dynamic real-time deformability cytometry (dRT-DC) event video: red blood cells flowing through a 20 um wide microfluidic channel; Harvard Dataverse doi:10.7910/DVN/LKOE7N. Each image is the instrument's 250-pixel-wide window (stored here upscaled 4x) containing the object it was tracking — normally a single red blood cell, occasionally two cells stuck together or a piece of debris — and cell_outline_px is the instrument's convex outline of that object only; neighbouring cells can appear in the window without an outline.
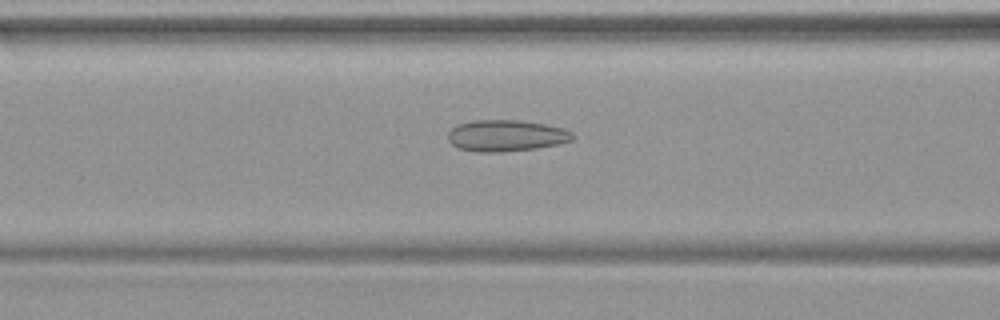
{"species": "common noctule bat (a hibernating species)", "species_latin": "Nyctalus noctula", "temperature_condition": "warm", "stored_images_in_passage": 47, "camera_frame_rate_fps": 3000, "um_per_image_px": 0.085, "animal": {"sex": "female", "body_mass_g": 19.9}, "frame": {"image": 1, "passage_image": 19, "time_ms": 6.0, "image_size_px": [1000, 320], "cell_outline_px": [[576, 136], [572, 140], [556, 144], [536, 148], [504, 152], [476, 152], [456, 148], [448, 140], [448, 132], [452, 128], [460, 124], [472, 120], [520, 120], [544, 124], [564, 128], [572, 132]], "centroid_in_image_um": [43.01, 11.53], "position_along_channel_um": 123.6, "area_um2": 22.95}}
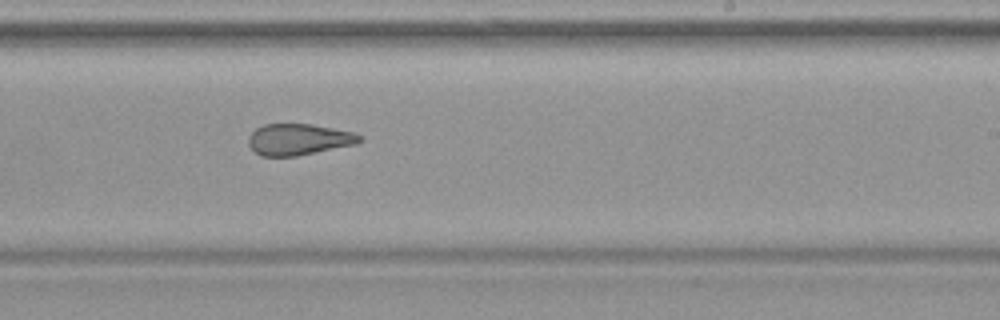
{"frame": {"image": 2, "passage_image": 29, "time_ms": 9.333, "image_size_px": [1000, 320], "cell_outline_px": [[364, 140], [356, 144], [296, 156], [260, 156], [248, 144], [248, 136], [256, 128], [264, 124], [312, 124], [352, 132], [360, 136]], "centroid_in_image_um": [25.37, 11.85], "position_along_channel_um": 263.6, "area_um2": 20.17}}
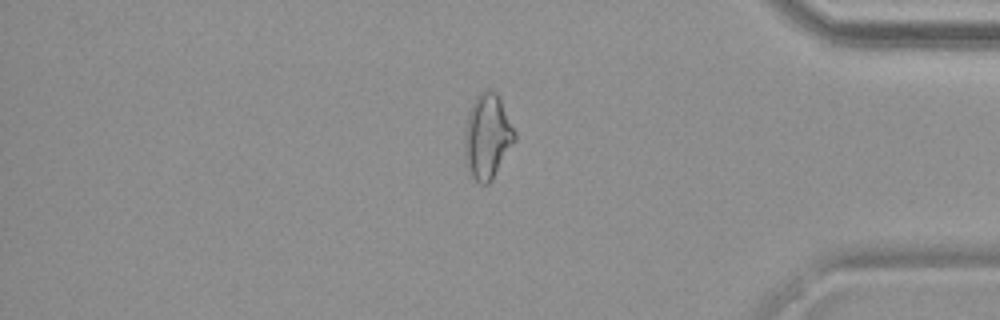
{"frame": {"image": 3, "passage_image": 40, "time_ms": 13.0, "image_size_px": [1000, 320], "cell_outline_px": [[516, 140], [492, 180], [488, 184], [480, 184], [472, 176], [468, 168], [464, 156], [464, 128], [468, 112], [476, 96], [480, 92], [496, 92], [516, 132]], "centroid_in_image_um": [41.41, 11.63], "position_along_channel_um": 393.8, "area_um2": 24.68}}